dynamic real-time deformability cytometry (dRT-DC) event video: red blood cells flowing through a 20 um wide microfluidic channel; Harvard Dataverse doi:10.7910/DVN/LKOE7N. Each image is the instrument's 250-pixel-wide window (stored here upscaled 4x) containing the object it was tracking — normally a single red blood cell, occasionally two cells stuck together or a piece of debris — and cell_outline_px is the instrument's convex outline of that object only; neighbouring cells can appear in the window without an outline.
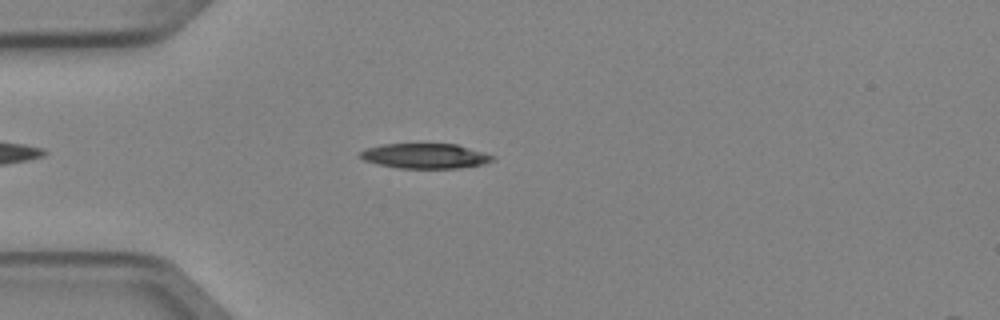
{"species": "Egyptian fruit bat (a non-hibernating species)", "species_latin": "Rousettus aegyptiacus", "temperature_condition": "cold", "stored_images_in_passage": 3, "camera_frame_rate_fps": 3000, "um_per_image_px": 0.085, "animal": {"sex": "female"}, "frame": {"image": 1, "passage_image": 2, "time_ms": 0.333, "image_size_px": [1000, 320], "cell_outline_px": [[496, 156], [492, 160], [484, 164], [456, 168], [400, 168], [376, 164], [364, 160], [360, 156], [360, 152], [364, 148], [380, 144], [456, 144], [484, 152]], "centroid_in_image_um": [36.11, 13.25], "position_along_channel_um": 48.9, "area_um2": 19.31}}